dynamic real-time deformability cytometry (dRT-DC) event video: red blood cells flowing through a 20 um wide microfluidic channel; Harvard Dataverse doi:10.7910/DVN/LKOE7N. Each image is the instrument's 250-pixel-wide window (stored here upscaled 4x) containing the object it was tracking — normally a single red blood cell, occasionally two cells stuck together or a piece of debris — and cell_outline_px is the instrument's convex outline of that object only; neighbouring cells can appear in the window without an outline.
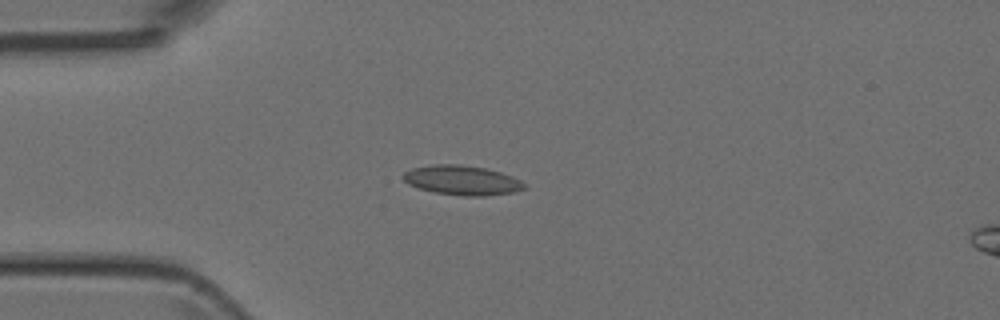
{"species": "Egyptian fruit bat (a non-hibernating species)", "species_latin": "Rousettus aegyptiacus", "temperature_condition": "room temperature", "stored_images_in_passage": 3, "camera_frame_rate_fps": 3000, "um_per_image_px": 0.085, "animal": {"sex": "female"}, "frame": {"image": 1, "passage_image": 3, "time_ms": 2.333, "image_size_px": [1000, 320], "cell_outline_px": [[524, 188], [512, 192], [484, 196], [464, 196], [436, 192], [420, 188], [408, 184], [400, 176], [404, 172], [412, 168], [432, 164], [460, 164], [484, 168], [500, 172], [512, 176], [520, 180], [524, 184]], "centroid_in_image_um": [39.23, 15.31], "position_along_channel_um": 45.8, "area_um2": 20.69}}